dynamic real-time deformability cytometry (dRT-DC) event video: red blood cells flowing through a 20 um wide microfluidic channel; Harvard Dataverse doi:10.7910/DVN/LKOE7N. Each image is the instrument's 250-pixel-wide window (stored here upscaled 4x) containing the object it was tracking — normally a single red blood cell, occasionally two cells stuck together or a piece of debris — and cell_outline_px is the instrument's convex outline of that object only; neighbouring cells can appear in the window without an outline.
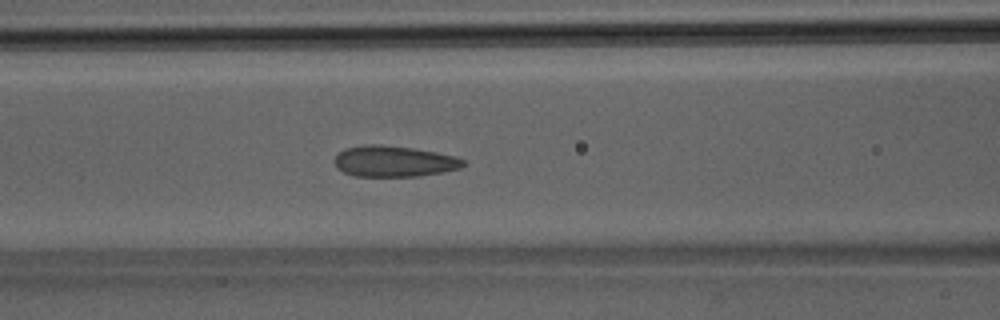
{"species": "Egyptian fruit bat (a non-hibernating species)", "species_latin": "Rousettus aegyptiacus", "temperature_condition": "room temperature", "stored_images_in_passage": 40, "camera_frame_rate_fps": 3000, "um_per_image_px": 0.085, "animal": {"sex": "male"}, "frame": {"image": 1, "passage_image": 17, "time_ms": 5.333, "image_size_px": [1000, 320], "cell_outline_px": [[464, 164], [460, 168], [444, 172], [420, 176], [356, 176], [344, 172], [336, 168], [332, 160], [344, 148], [364, 144], [380, 144], [412, 148], [436, 152], [456, 156], [464, 160]], "centroid_in_image_um": [33.46, 13.7], "position_along_channel_um": 133.1, "area_um2": 23.41}}
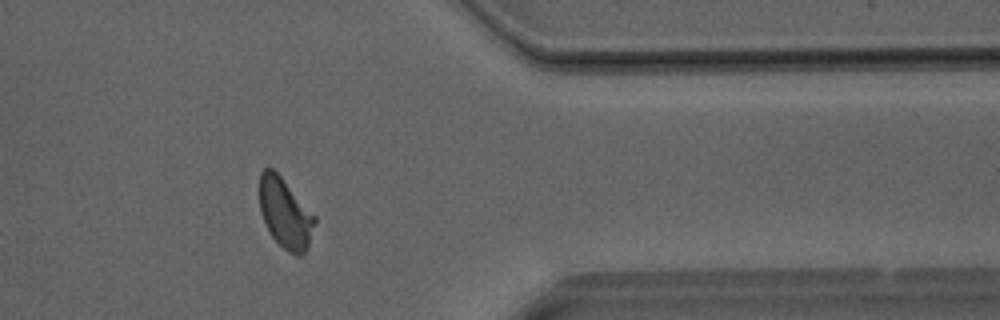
{"frame": {"image": 2, "passage_image": 33, "time_ms": 10.667, "image_size_px": [1000, 320], "cell_outline_px": [[316, 220], [308, 244], [304, 252], [300, 256], [296, 256], [288, 252], [272, 236], [260, 212], [260, 172], [264, 168], [272, 168], [280, 176], [316, 216]], "centroid_in_image_um": [24.24, 18.12], "position_along_channel_um": 387.2, "area_um2": 22.08}}
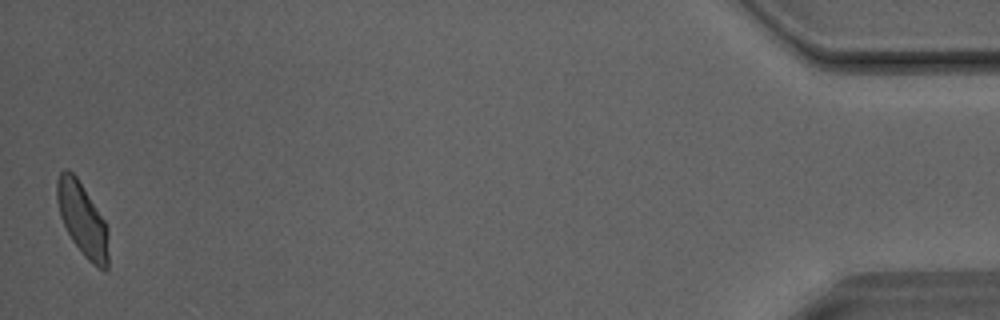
{"frame": {"image": 3, "passage_image": 40, "time_ms": 13.0, "image_size_px": [1000, 320], "cell_outline_px": [[108, 268], [104, 272], [92, 264], [84, 256], [72, 240], [60, 216], [56, 200], [56, 180], [60, 172], [64, 168], [68, 168], [76, 176], [104, 220], [108, 228]], "centroid_in_image_um": [7.0, 18.66], "position_along_channel_um": 428.2, "area_um2": 22.02}}